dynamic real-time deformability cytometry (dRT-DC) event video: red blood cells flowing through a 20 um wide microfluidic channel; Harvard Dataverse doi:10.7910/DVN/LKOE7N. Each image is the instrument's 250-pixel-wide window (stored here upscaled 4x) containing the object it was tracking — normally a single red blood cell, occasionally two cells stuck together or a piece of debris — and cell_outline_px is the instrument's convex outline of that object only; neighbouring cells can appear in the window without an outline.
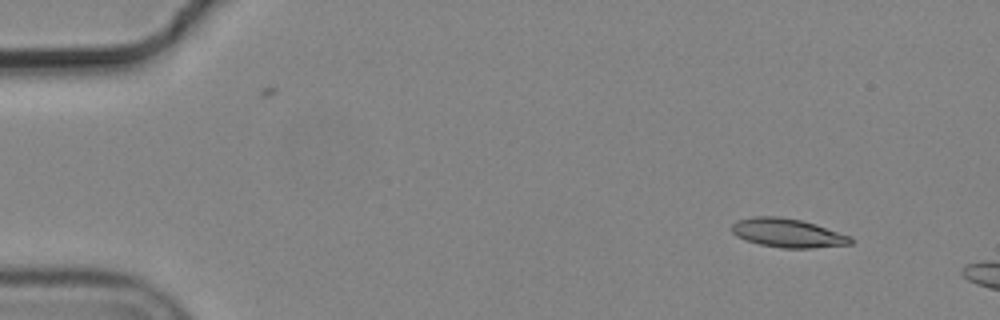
{"species": "common noctule bat (a hibernating species)", "species_latin": "Nyctalus noctula", "temperature_condition": "cold", "stored_images_in_passage": 4, "camera_frame_rate_fps": 3000, "um_per_image_px": 0.085, "animal": {"sex": "male", "body_mass_g": 19.2, "forearm_length_mm": 51.8}, "frame": {"image": 1, "passage_image": 1, "time_ms": 0.0, "image_size_px": [1000, 320], "cell_outline_px": [[856, 240], [852, 244], [812, 248], [780, 248], [760, 244], [736, 236], [732, 232], [732, 224], [736, 220], [752, 216], [780, 216], [800, 220], [816, 224], [852, 236]], "centroid_in_image_um": [66.99, 19.8], "position_along_channel_um": 18.0, "area_um2": 20.17}}